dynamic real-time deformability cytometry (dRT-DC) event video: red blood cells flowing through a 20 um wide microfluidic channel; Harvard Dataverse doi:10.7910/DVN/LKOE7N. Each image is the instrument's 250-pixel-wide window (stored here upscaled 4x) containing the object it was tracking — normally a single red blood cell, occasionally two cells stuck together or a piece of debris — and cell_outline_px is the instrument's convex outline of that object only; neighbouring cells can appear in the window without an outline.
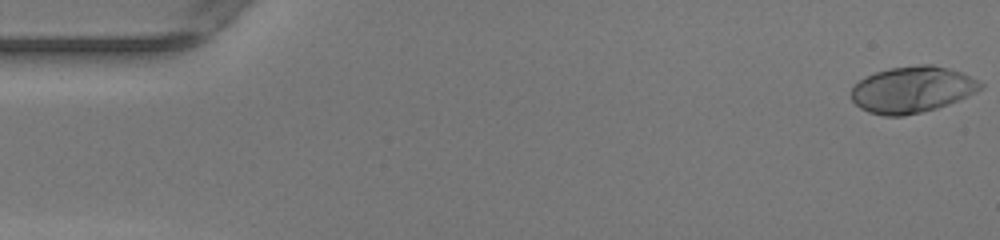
{"species": "human", "species_latin": "Homo sapiens", "temperature_condition": "warm", "stored_images_in_passage": 49, "camera_frame_rate_fps": 3000, "um_per_image_px": 0.085, "donor": {"sex": "female"}, "frame": {"image": 1, "passage_image": 1, "time_ms": 0.0, "image_size_px": [1000, 240], "cell_outline_px": [[984, 88], [968, 96], [948, 104], [936, 108], [904, 116], [884, 116], [868, 112], [860, 108], [852, 100], [852, 88], [860, 80], [876, 72], [888, 68], [920, 64], [932, 64], [948, 68], [960, 72], [984, 84]], "centroid_in_image_um": [77.54, 7.61], "position_along_channel_um": 7.5, "area_um2": 34.74}}
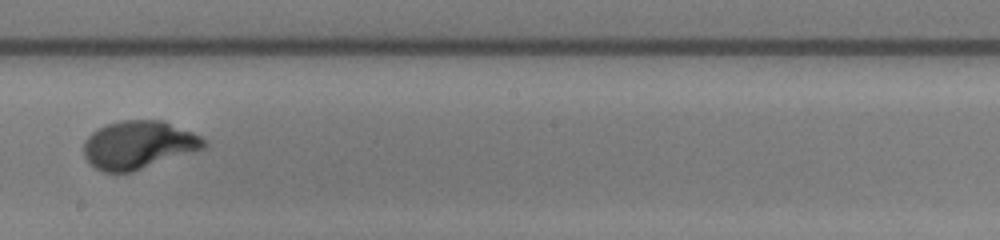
{"frame": {"image": 2, "passage_image": 28, "time_ms": 9.0, "image_size_px": [1000, 240], "cell_outline_px": [[208, 144], [204, 148], [132, 172], [104, 172], [96, 168], [84, 156], [84, 140], [92, 132], [108, 124], [120, 120], [164, 120], [192, 132], [208, 140]], "centroid_in_image_um": [11.79, 12.3], "position_along_channel_um": 236.4, "area_um2": 33.52}}
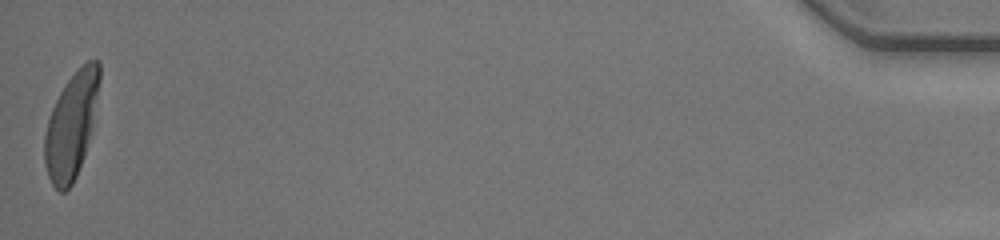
{"frame": {"image": 3, "passage_image": 49, "time_ms": 16.0, "image_size_px": [1000, 240], "cell_outline_px": [[100, 80], [92, 128], [84, 156], [76, 176], [72, 184], [64, 192], [60, 192], [52, 184], [48, 176], [44, 164], [44, 136], [48, 120], [52, 108], [64, 84], [88, 60], [100, 60]], "centroid_in_image_um": [6.06, 10.67], "position_along_channel_um": 429.1, "area_um2": 33.41}, "authors_computed_cell_mechanics": {"area_um2": 33.4084, "velocity_mm_per_s": 4.206, "shape_relaxation_time_tau1_ms": 2.6443, "shape_relaxation_time_tau2_ms": null, "deformation_change_tau1": 0.2072, "deformation_change_tau2": null}}